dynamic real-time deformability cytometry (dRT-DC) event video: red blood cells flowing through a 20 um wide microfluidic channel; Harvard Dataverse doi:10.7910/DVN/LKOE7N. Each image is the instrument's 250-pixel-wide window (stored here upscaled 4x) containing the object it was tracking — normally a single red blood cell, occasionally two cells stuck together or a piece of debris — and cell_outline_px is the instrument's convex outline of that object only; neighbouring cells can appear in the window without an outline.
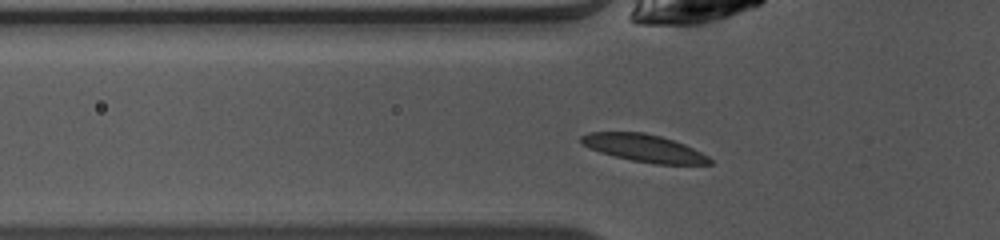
{"species": "common noctule bat (a hibernating species)", "species_latin": "Nyctalus noctula", "temperature_condition": "warm", "stored_images_in_passage": 37, "camera_frame_rate_fps": 3000, "um_per_image_px": 0.085, "animal": {"sex": "female", "body_mass_g": 10.0, "forearm_length_mm": 53.1}, "frame": {"image": 1, "passage_image": 4, "time_ms": 1.0, "image_size_px": [1000, 240], "cell_outline_px": [[712, 164], [656, 164], [632, 160], [600, 152], [584, 144], [580, 140], [580, 136], [588, 132], [644, 132], [660, 136], [684, 144], [708, 156], [712, 160]], "centroid_in_image_um": [54.75, 12.58], "position_along_channel_um": 71.0, "area_um2": 20.23}}
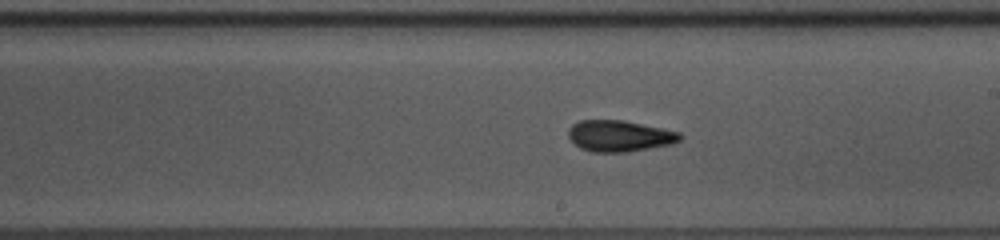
{"frame": {"image": 2, "passage_image": 16, "time_ms": 5.0, "image_size_px": [1000, 240], "cell_outline_px": [[684, 136], [680, 140], [672, 144], [628, 152], [592, 152], [580, 148], [568, 136], [568, 128], [572, 124], [580, 120], [624, 120], [680, 132]], "centroid_in_image_um": [52.66, 11.55], "position_along_channel_um": 236.3, "area_um2": 20.4}}
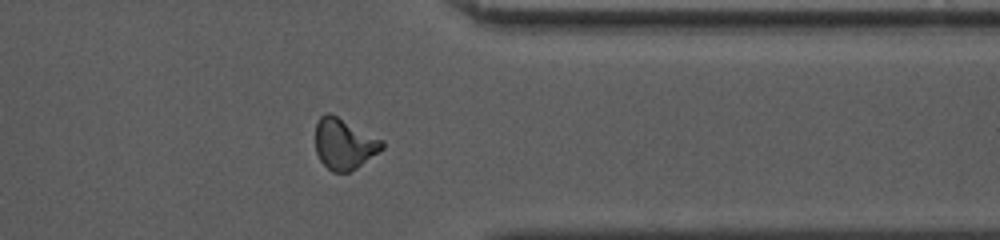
{"frame": {"image": 3, "passage_image": 27, "time_ms": 8.667, "image_size_px": [1000, 240], "cell_outline_px": [[384, 148], [356, 168], [348, 172], [332, 172], [320, 160], [316, 152], [316, 124], [320, 116], [324, 112], [328, 112], [384, 140]], "centroid_in_image_um": [29.25, 12.23], "position_along_channel_um": 382.2, "area_um2": 19.59}, "authors_computed_cell_mechanics": {"area_um2": 19.5942, "velocity_mm_per_s": 4.1137, "shape_relaxation_time_tau1_ms": 7.3519, "shape_relaxation_time_tau2_ms": 2.132, "deformation_change_tau1": 0.1654, "deformation_change_tau2": 0.0817}}